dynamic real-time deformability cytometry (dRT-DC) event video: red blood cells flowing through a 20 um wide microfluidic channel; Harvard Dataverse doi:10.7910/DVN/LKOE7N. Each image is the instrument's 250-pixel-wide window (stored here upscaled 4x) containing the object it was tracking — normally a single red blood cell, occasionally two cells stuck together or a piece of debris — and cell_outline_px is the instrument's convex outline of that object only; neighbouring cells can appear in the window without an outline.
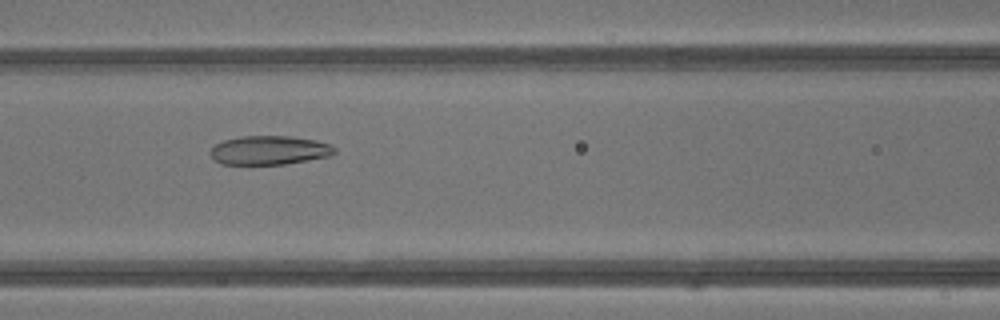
{"species": "common noctule bat (a hibernating species)", "species_latin": "Nyctalus noctula", "temperature_condition": "warm", "stored_images_in_passage": 43, "camera_frame_rate_fps": 3000, "um_per_image_px": 0.085, "animal": {"sex": "male", "body_mass_g": 13.3}, "frame": {"image": 1, "passage_image": 19, "time_ms": 6.0, "image_size_px": [1000, 320], "cell_outline_px": [[336, 152], [332, 156], [284, 164], [220, 164], [212, 160], [208, 152], [216, 144], [224, 140], [240, 136], [292, 136], [316, 140], [328, 144], [336, 148]], "centroid_in_image_um": [22.87, 12.77], "position_along_channel_um": 143.7, "area_um2": 21.15}}
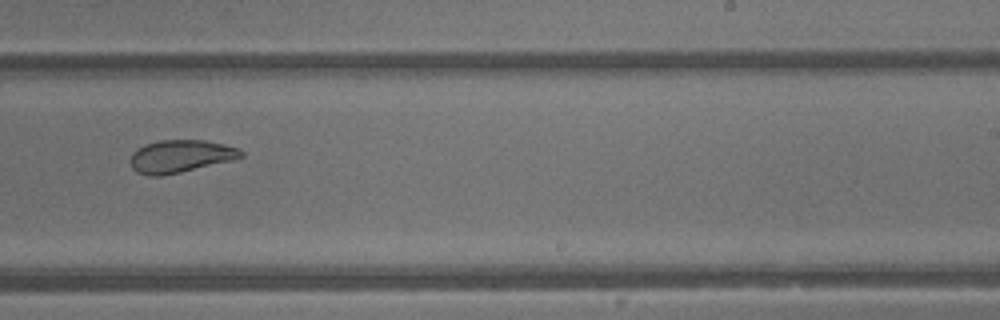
{"frame": {"image": 2, "passage_image": 27, "time_ms": 8.667, "image_size_px": [1000, 320], "cell_outline_px": [[244, 156], [232, 160], [180, 172], [160, 176], [148, 176], [136, 172], [132, 168], [128, 160], [132, 152], [136, 148], [144, 144], [160, 140], [204, 140], [224, 144], [236, 148], [244, 152]], "centroid_in_image_um": [15.27, 13.28], "position_along_channel_um": 273.7, "area_um2": 21.15}}
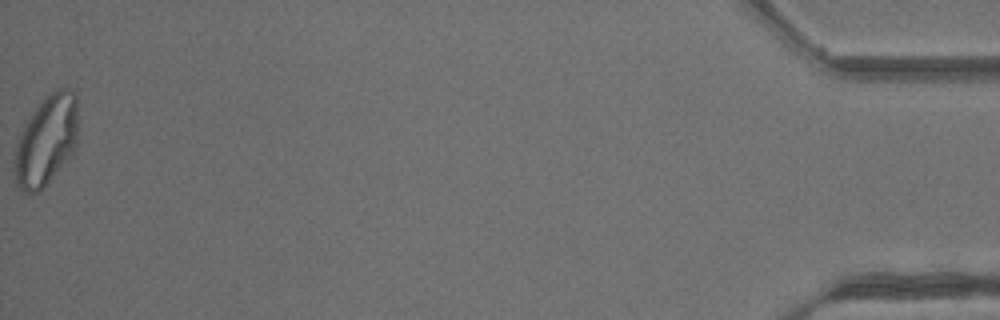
{"frame": {"image": 3, "passage_image": 43, "time_ms": 14.0, "image_size_px": [1000, 320], "cell_outline_px": [[76, 148], [44, 188], [40, 192], [24, 192], [16, 184], [12, 172], [16, 144], [24, 124], [32, 112], [56, 88], [72, 88], [76, 92]], "centroid_in_image_um": [3.91, 11.97], "position_along_channel_um": 431.3, "area_um2": 33.29}, "authors_computed_cell_mechanics": {"area_um2": 27.166, "velocity_mm_per_s": 4.8864, "shape_relaxation_time_tau1_ms": null, "shape_relaxation_time_tau2_ms": 1.589, "deformation_change_tau1": null, "deformation_change_tau2": 0.08}}